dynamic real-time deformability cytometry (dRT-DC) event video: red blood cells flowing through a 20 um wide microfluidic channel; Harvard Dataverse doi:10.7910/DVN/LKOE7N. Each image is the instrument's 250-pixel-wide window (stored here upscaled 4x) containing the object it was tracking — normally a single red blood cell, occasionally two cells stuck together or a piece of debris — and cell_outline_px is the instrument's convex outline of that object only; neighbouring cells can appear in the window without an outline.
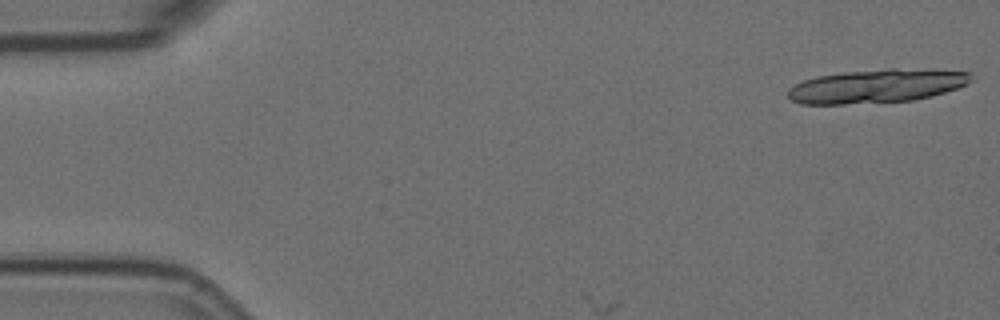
{"species": "Egyptian fruit bat (a non-hibernating species)", "species_latin": "Rousettus aegyptiacus", "temperature_condition": "room temperature", "stored_images_in_passage": 8, "camera_frame_rate_fps": 3000, "um_per_image_px": 0.085, "animal": {"sex": "female"}, "frame": {"image": 1, "passage_image": 1, "time_ms": 0.0, "image_size_px": [1000, 320], "cell_outline_px": [[972, 80], [968, 84], [932, 96], [912, 100], [844, 104], [800, 104], [792, 100], [788, 96], [788, 88], [804, 80], [816, 76], [844, 72], [892, 68], [896, 68], [968, 72]], "centroid_in_image_um": [74.47, 7.32], "position_along_channel_um": 10.5, "area_um2": 35.55}}